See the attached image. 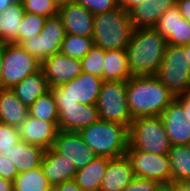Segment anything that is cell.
Listing matches in <instances>:
<instances>
[{
  "instance_id": "31",
  "label": "cell",
  "mask_w": 190,
  "mask_h": 191,
  "mask_svg": "<svg viewBox=\"0 0 190 191\" xmlns=\"http://www.w3.org/2000/svg\"><path fill=\"white\" fill-rule=\"evenodd\" d=\"M93 46V38L66 34L60 48V53L81 60L88 54Z\"/></svg>"
},
{
  "instance_id": "34",
  "label": "cell",
  "mask_w": 190,
  "mask_h": 191,
  "mask_svg": "<svg viewBox=\"0 0 190 191\" xmlns=\"http://www.w3.org/2000/svg\"><path fill=\"white\" fill-rule=\"evenodd\" d=\"M25 12L45 18L57 15L59 8L54 0H20Z\"/></svg>"
},
{
  "instance_id": "30",
  "label": "cell",
  "mask_w": 190,
  "mask_h": 191,
  "mask_svg": "<svg viewBox=\"0 0 190 191\" xmlns=\"http://www.w3.org/2000/svg\"><path fill=\"white\" fill-rule=\"evenodd\" d=\"M28 114L44 121L58 122V109L51 90L39 96L28 108Z\"/></svg>"
},
{
  "instance_id": "49",
  "label": "cell",
  "mask_w": 190,
  "mask_h": 191,
  "mask_svg": "<svg viewBox=\"0 0 190 191\" xmlns=\"http://www.w3.org/2000/svg\"><path fill=\"white\" fill-rule=\"evenodd\" d=\"M185 51V57L186 61L188 63V66L190 67V44H186L185 46H182Z\"/></svg>"
},
{
  "instance_id": "25",
  "label": "cell",
  "mask_w": 190,
  "mask_h": 191,
  "mask_svg": "<svg viewBox=\"0 0 190 191\" xmlns=\"http://www.w3.org/2000/svg\"><path fill=\"white\" fill-rule=\"evenodd\" d=\"M110 158L96 156L86 167L78 169L74 181L81 191H99Z\"/></svg>"
},
{
  "instance_id": "38",
  "label": "cell",
  "mask_w": 190,
  "mask_h": 191,
  "mask_svg": "<svg viewBox=\"0 0 190 191\" xmlns=\"http://www.w3.org/2000/svg\"><path fill=\"white\" fill-rule=\"evenodd\" d=\"M17 175L18 171L14 163H11L7 159H0V177L13 182Z\"/></svg>"
},
{
  "instance_id": "13",
  "label": "cell",
  "mask_w": 190,
  "mask_h": 191,
  "mask_svg": "<svg viewBox=\"0 0 190 191\" xmlns=\"http://www.w3.org/2000/svg\"><path fill=\"white\" fill-rule=\"evenodd\" d=\"M52 148L75 164L77 170L86 167L96 157L78 132L60 131Z\"/></svg>"
},
{
  "instance_id": "8",
  "label": "cell",
  "mask_w": 190,
  "mask_h": 191,
  "mask_svg": "<svg viewBox=\"0 0 190 191\" xmlns=\"http://www.w3.org/2000/svg\"><path fill=\"white\" fill-rule=\"evenodd\" d=\"M183 47L167 45L156 77L174 96L190 91V67Z\"/></svg>"
},
{
  "instance_id": "19",
  "label": "cell",
  "mask_w": 190,
  "mask_h": 191,
  "mask_svg": "<svg viewBox=\"0 0 190 191\" xmlns=\"http://www.w3.org/2000/svg\"><path fill=\"white\" fill-rule=\"evenodd\" d=\"M45 149L20 140L12 149L0 151V159H7L14 163L19 173L40 167Z\"/></svg>"
},
{
  "instance_id": "10",
  "label": "cell",
  "mask_w": 190,
  "mask_h": 191,
  "mask_svg": "<svg viewBox=\"0 0 190 191\" xmlns=\"http://www.w3.org/2000/svg\"><path fill=\"white\" fill-rule=\"evenodd\" d=\"M40 69V62L18 44H2V80L4 88H12L26 76Z\"/></svg>"
},
{
  "instance_id": "29",
  "label": "cell",
  "mask_w": 190,
  "mask_h": 191,
  "mask_svg": "<svg viewBox=\"0 0 190 191\" xmlns=\"http://www.w3.org/2000/svg\"><path fill=\"white\" fill-rule=\"evenodd\" d=\"M13 188L14 191H52L41 166L19 173L13 181Z\"/></svg>"
},
{
  "instance_id": "14",
  "label": "cell",
  "mask_w": 190,
  "mask_h": 191,
  "mask_svg": "<svg viewBox=\"0 0 190 191\" xmlns=\"http://www.w3.org/2000/svg\"><path fill=\"white\" fill-rule=\"evenodd\" d=\"M154 28L166 38L167 45L190 44V23L180 14L177 5L163 13Z\"/></svg>"
},
{
  "instance_id": "27",
  "label": "cell",
  "mask_w": 190,
  "mask_h": 191,
  "mask_svg": "<svg viewBox=\"0 0 190 191\" xmlns=\"http://www.w3.org/2000/svg\"><path fill=\"white\" fill-rule=\"evenodd\" d=\"M104 59V81H127L133 76L129 69L126 49L106 50Z\"/></svg>"
},
{
  "instance_id": "41",
  "label": "cell",
  "mask_w": 190,
  "mask_h": 191,
  "mask_svg": "<svg viewBox=\"0 0 190 191\" xmlns=\"http://www.w3.org/2000/svg\"><path fill=\"white\" fill-rule=\"evenodd\" d=\"M180 14L190 23V0H177Z\"/></svg>"
},
{
  "instance_id": "28",
  "label": "cell",
  "mask_w": 190,
  "mask_h": 191,
  "mask_svg": "<svg viewBox=\"0 0 190 191\" xmlns=\"http://www.w3.org/2000/svg\"><path fill=\"white\" fill-rule=\"evenodd\" d=\"M171 181L185 182L190 178V149L188 145H171L169 149Z\"/></svg>"
},
{
  "instance_id": "33",
  "label": "cell",
  "mask_w": 190,
  "mask_h": 191,
  "mask_svg": "<svg viewBox=\"0 0 190 191\" xmlns=\"http://www.w3.org/2000/svg\"><path fill=\"white\" fill-rule=\"evenodd\" d=\"M45 17L25 12L19 31V38L14 44H20L23 40L39 35L43 29Z\"/></svg>"
},
{
  "instance_id": "35",
  "label": "cell",
  "mask_w": 190,
  "mask_h": 191,
  "mask_svg": "<svg viewBox=\"0 0 190 191\" xmlns=\"http://www.w3.org/2000/svg\"><path fill=\"white\" fill-rule=\"evenodd\" d=\"M20 140L17 127L0 122V151L12 149Z\"/></svg>"
},
{
  "instance_id": "11",
  "label": "cell",
  "mask_w": 190,
  "mask_h": 191,
  "mask_svg": "<svg viewBox=\"0 0 190 191\" xmlns=\"http://www.w3.org/2000/svg\"><path fill=\"white\" fill-rule=\"evenodd\" d=\"M126 156L133 167L134 176L155 180L158 183L171 181V167L168 154L147 153L128 148Z\"/></svg>"
},
{
  "instance_id": "24",
  "label": "cell",
  "mask_w": 190,
  "mask_h": 191,
  "mask_svg": "<svg viewBox=\"0 0 190 191\" xmlns=\"http://www.w3.org/2000/svg\"><path fill=\"white\" fill-rule=\"evenodd\" d=\"M28 116V108L10 88L0 90V122L19 127Z\"/></svg>"
},
{
  "instance_id": "15",
  "label": "cell",
  "mask_w": 190,
  "mask_h": 191,
  "mask_svg": "<svg viewBox=\"0 0 190 191\" xmlns=\"http://www.w3.org/2000/svg\"><path fill=\"white\" fill-rule=\"evenodd\" d=\"M18 130L22 141L40 146L45 150L53 146L54 140L60 132L58 122L44 121L29 114Z\"/></svg>"
},
{
  "instance_id": "2",
  "label": "cell",
  "mask_w": 190,
  "mask_h": 191,
  "mask_svg": "<svg viewBox=\"0 0 190 191\" xmlns=\"http://www.w3.org/2000/svg\"><path fill=\"white\" fill-rule=\"evenodd\" d=\"M166 47V38L155 28L134 29L126 47L132 75L156 76Z\"/></svg>"
},
{
  "instance_id": "32",
  "label": "cell",
  "mask_w": 190,
  "mask_h": 191,
  "mask_svg": "<svg viewBox=\"0 0 190 191\" xmlns=\"http://www.w3.org/2000/svg\"><path fill=\"white\" fill-rule=\"evenodd\" d=\"M104 57L105 50L94 45L88 54L81 59L82 72L103 79V67L105 64Z\"/></svg>"
},
{
  "instance_id": "21",
  "label": "cell",
  "mask_w": 190,
  "mask_h": 191,
  "mask_svg": "<svg viewBox=\"0 0 190 191\" xmlns=\"http://www.w3.org/2000/svg\"><path fill=\"white\" fill-rule=\"evenodd\" d=\"M133 178V167L126 155L111 158L99 191H124Z\"/></svg>"
},
{
  "instance_id": "20",
  "label": "cell",
  "mask_w": 190,
  "mask_h": 191,
  "mask_svg": "<svg viewBox=\"0 0 190 191\" xmlns=\"http://www.w3.org/2000/svg\"><path fill=\"white\" fill-rule=\"evenodd\" d=\"M176 3L177 0H143L129 11L133 28H154L160 16Z\"/></svg>"
},
{
  "instance_id": "37",
  "label": "cell",
  "mask_w": 190,
  "mask_h": 191,
  "mask_svg": "<svg viewBox=\"0 0 190 191\" xmlns=\"http://www.w3.org/2000/svg\"><path fill=\"white\" fill-rule=\"evenodd\" d=\"M157 184L155 180L134 176L124 191H154Z\"/></svg>"
},
{
  "instance_id": "12",
  "label": "cell",
  "mask_w": 190,
  "mask_h": 191,
  "mask_svg": "<svg viewBox=\"0 0 190 191\" xmlns=\"http://www.w3.org/2000/svg\"><path fill=\"white\" fill-rule=\"evenodd\" d=\"M40 69L49 87L60 86L82 73L81 60L56 53L40 62Z\"/></svg>"
},
{
  "instance_id": "40",
  "label": "cell",
  "mask_w": 190,
  "mask_h": 191,
  "mask_svg": "<svg viewBox=\"0 0 190 191\" xmlns=\"http://www.w3.org/2000/svg\"><path fill=\"white\" fill-rule=\"evenodd\" d=\"M52 191H81V188L74 180H70L52 187Z\"/></svg>"
},
{
  "instance_id": "44",
  "label": "cell",
  "mask_w": 190,
  "mask_h": 191,
  "mask_svg": "<svg viewBox=\"0 0 190 191\" xmlns=\"http://www.w3.org/2000/svg\"><path fill=\"white\" fill-rule=\"evenodd\" d=\"M154 191H173V181L167 183H158Z\"/></svg>"
},
{
  "instance_id": "42",
  "label": "cell",
  "mask_w": 190,
  "mask_h": 191,
  "mask_svg": "<svg viewBox=\"0 0 190 191\" xmlns=\"http://www.w3.org/2000/svg\"><path fill=\"white\" fill-rule=\"evenodd\" d=\"M142 1L143 0H118V6L129 12Z\"/></svg>"
},
{
  "instance_id": "3",
  "label": "cell",
  "mask_w": 190,
  "mask_h": 191,
  "mask_svg": "<svg viewBox=\"0 0 190 191\" xmlns=\"http://www.w3.org/2000/svg\"><path fill=\"white\" fill-rule=\"evenodd\" d=\"M96 156L117 158L126 155L129 146L128 127L98 120L78 132Z\"/></svg>"
},
{
  "instance_id": "9",
  "label": "cell",
  "mask_w": 190,
  "mask_h": 191,
  "mask_svg": "<svg viewBox=\"0 0 190 191\" xmlns=\"http://www.w3.org/2000/svg\"><path fill=\"white\" fill-rule=\"evenodd\" d=\"M66 37L63 20L59 14L47 17L39 35L23 40L19 45L39 62L59 53Z\"/></svg>"
},
{
  "instance_id": "17",
  "label": "cell",
  "mask_w": 190,
  "mask_h": 191,
  "mask_svg": "<svg viewBox=\"0 0 190 191\" xmlns=\"http://www.w3.org/2000/svg\"><path fill=\"white\" fill-rule=\"evenodd\" d=\"M58 128L60 131L79 132L99 120V113L96 104L86 105L79 103V106L57 107Z\"/></svg>"
},
{
  "instance_id": "5",
  "label": "cell",
  "mask_w": 190,
  "mask_h": 191,
  "mask_svg": "<svg viewBox=\"0 0 190 191\" xmlns=\"http://www.w3.org/2000/svg\"><path fill=\"white\" fill-rule=\"evenodd\" d=\"M128 134V148L159 155L169 153L171 144L160 116L133 119Z\"/></svg>"
},
{
  "instance_id": "4",
  "label": "cell",
  "mask_w": 190,
  "mask_h": 191,
  "mask_svg": "<svg viewBox=\"0 0 190 191\" xmlns=\"http://www.w3.org/2000/svg\"><path fill=\"white\" fill-rule=\"evenodd\" d=\"M133 30L129 12L121 7L94 15V45L105 51L126 49Z\"/></svg>"
},
{
  "instance_id": "46",
  "label": "cell",
  "mask_w": 190,
  "mask_h": 191,
  "mask_svg": "<svg viewBox=\"0 0 190 191\" xmlns=\"http://www.w3.org/2000/svg\"><path fill=\"white\" fill-rule=\"evenodd\" d=\"M16 1L18 0H0V13Z\"/></svg>"
},
{
  "instance_id": "48",
  "label": "cell",
  "mask_w": 190,
  "mask_h": 191,
  "mask_svg": "<svg viewBox=\"0 0 190 191\" xmlns=\"http://www.w3.org/2000/svg\"><path fill=\"white\" fill-rule=\"evenodd\" d=\"M54 2L60 8L74 2V0H54Z\"/></svg>"
},
{
  "instance_id": "47",
  "label": "cell",
  "mask_w": 190,
  "mask_h": 191,
  "mask_svg": "<svg viewBox=\"0 0 190 191\" xmlns=\"http://www.w3.org/2000/svg\"><path fill=\"white\" fill-rule=\"evenodd\" d=\"M2 44H0V90L5 89L2 80Z\"/></svg>"
},
{
  "instance_id": "26",
  "label": "cell",
  "mask_w": 190,
  "mask_h": 191,
  "mask_svg": "<svg viewBox=\"0 0 190 191\" xmlns=\"http://www.w3.org/2000/svg\"><path fill=\"white\" fill-rule=\"evenodd\" d=\"M25 10L20 0L9 5L0 13V44L14 43L19 38V31Z\"/></svg>"
},
{
  "instance_id": "18",
  "label": "cell",
  "mask_w": 190,
  "mask_h": 191,
  "mask_svg": "<svg viewBox=\"0 0 190 191\" xmlns=\"http://www.w3.org/2000/svg\"><path fill=\"white\" fill-rule=\"evenodd\" d=\"M58 14L63 20L66 34L93 38L94 14L84 6L72 2L60 7Z\"/></svg>"
},
{
  "instance_id": "43",
  "label": "cell",
  "mask_w": 190,
  "mask_h": 191,
  "mask_svg": "<svg viewBox=\"0 0 190 191\" xmlns=\"http://www.w3.org/2000/svg\"><path fill=\"white\" fill-rule=\"evenodd\" d=\"M0 191H14L13 182L0 177Z\"/></svg>"
},
{
  "instance_id": "36",
  "label": "cell",
  "mask_w": 190,
  "mask_h": 191,
  "mask_svg": "<svg viewBox=\"0 0 190 191\" xmlns=\"http://www.w3.org/2000/svg\"><path fill=\"white\" fill-rule=\"evenodd\" d=\"M92 12L94 15L116 9L118 0H74Z\"/></svg>"
},
{
  "instance_id": "1",
  "label": "cell",
  "mask_w": 190,
  "mask_h": 191,
  "mask_svg": "<svg viewBox=\"0 0 190 191\" xmlns=\"http://www.w3.org/2000/svg\"><path fill=\"white\" fill-rule=\"evenodd\" d=\"M174 99L156 76H132L127 80V102L133 119L161 116Z\"/></svg>"
},
{
  "instance_id": "6",
  "label": "cell",
  "mask_w": 190,
  "mask_h": 191,
  "mask_svg": "<svg viewBox=\"0 0 190 191\" xmlns=\"http://www.w3.org/2000/svg\"><path fill=\"white\" fill-rule=\"evenodd\" d=\"M104 80L82 72L78 77L60 86L50 88L57 107L96 104Z\"/></svg>"
},
{
  "instance_id": "39",
  "label": "cell",
  "mask_w": 190,
  "mask_h": 191,
  "mask_svg": "<svg viewBox=\"0 0 190 191\" xmlns=\"http://www.w3.org/2000/svg\"><path fill=\"white\" fill-rule=\"evenodd\" d=\"M175 98L181 103L185 110L184 117L190 123V91L176 95Z\"/></svg>"
},
{
  "instance_id": "7",
  "label": "cell",
  "mask_w": 190,
  "mask_h": 191,
  "mask_svg": "<svg viewBox=\"0 0 190 191\" xmlns=\"http://www.w3.org/2000/svg\"><path fill=\"white\" fill-rule=\"evenodd\" d=\"M99 119L129 128L133 118L127 102V81H104L96 102Z\"/></svg>"
},
{
  "instance_id": "16",
  "label": "cell",
  "mask_w": 190,
  "mask_h": 191,
  "mask_svg": "<svg viewBox=\"0 0 190 191\" xmlns=\"http://www.w3.org/2000/svg\"><path fill=\"white\" fill-rule=\"evenodd\" d=\"M184 116L185 110L176 98L160 116L171 145H188L190 142V123Z\"/></svg>"
},
{
  "instance_id": "22",
  "label": "cell",
  "mask_w": 190,
  "mask_h": 191,
  "mask_svg": "<svg viewBox=\"0 0 190 191\" xmlns=\"http://www.w3.org/2000/svg\"><path fill=\"white\" fill-rule=\"evenodd\" d=\"M41 167L49 184L54 187L74 179L77 168L65 156L57 153L52 147L44 153Z\"/></svg>"
},
{
  "instance_id": "23",
  "label": "cell",
  "mask_w": 190,
  "mask_h": 191,
  "mask_svg": "<svg viewBox=\"0 0 190 191\" xmlns=\"http://www.w3.org/2000/svg\"><path fill=\"white\" fill-rule=\"evenodd\" d=\"M11 90L29 108L39 96L49 91L50 87L41 69H39L35 73L26 76L21 82L14 85Z\"/></svg>"
},
{
  "instance_id": "50",
  "label": "cell",
  "mask_w": 190,
  "mask_h": 191,
  "mask_svg": "<svg viewBox=\"0 0 190 191\" xmlns=\"http://www.w3.org/2000/svg\"><path fill=\"white\" fill-rule=\"evenodd\" d=\"M185 183H186V185L189 187V189H190V178L189 179H187L186 181H185Z\"/></svg>"
},
{
  "instance_id": "45",
  "label": "cell",
  "mask_w": 190,
  "mask_h": 191,
  "mask_svg": "<svg viewBox=\"0 0 190 191\" xmlns=\"http://www.w3.org/2000/svg\"><path fill=\"white\" fill-rule=\"evenodd\" d=\"M173 191H190L185 182L173 181Z\"/></svg>"
}]
</instances>
